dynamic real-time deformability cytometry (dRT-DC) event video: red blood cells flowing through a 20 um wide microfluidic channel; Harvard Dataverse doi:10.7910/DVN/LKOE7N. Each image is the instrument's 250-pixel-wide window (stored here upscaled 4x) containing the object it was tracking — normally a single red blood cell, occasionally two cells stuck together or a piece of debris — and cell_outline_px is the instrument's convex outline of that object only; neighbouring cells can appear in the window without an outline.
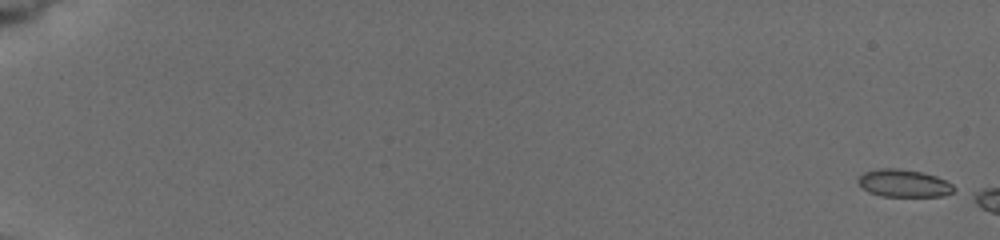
{"species": "common noctule bat (a hibernating species)", "species_latin": "Nyctalus noctula", "temperature_condition": "cold", "stored_images_in_passage": 4, "camera_frame_rate_fps": 3000, "um_per_image_px": 0.085, "animal": {"sex": "female", "body_mass_g": 19.5, "forearm_length_mm": 54.1}, "frame": {"image": 1, "passage_image": 1, "time_ms": 0.0, "image_size_px": [1000, 240], "cell_outline_px": [[956, 188], [952, 192], [940, 196], [880, 196], [868, 192], [856, 180], [864, 172], [880, 168], [900, 168], [920, 172], [936, 176], [952, 184]], "centroid_in_image_um": [76.8, 15.57], "position_along_channel_um": 8.2, "area_um2": 15.26}}